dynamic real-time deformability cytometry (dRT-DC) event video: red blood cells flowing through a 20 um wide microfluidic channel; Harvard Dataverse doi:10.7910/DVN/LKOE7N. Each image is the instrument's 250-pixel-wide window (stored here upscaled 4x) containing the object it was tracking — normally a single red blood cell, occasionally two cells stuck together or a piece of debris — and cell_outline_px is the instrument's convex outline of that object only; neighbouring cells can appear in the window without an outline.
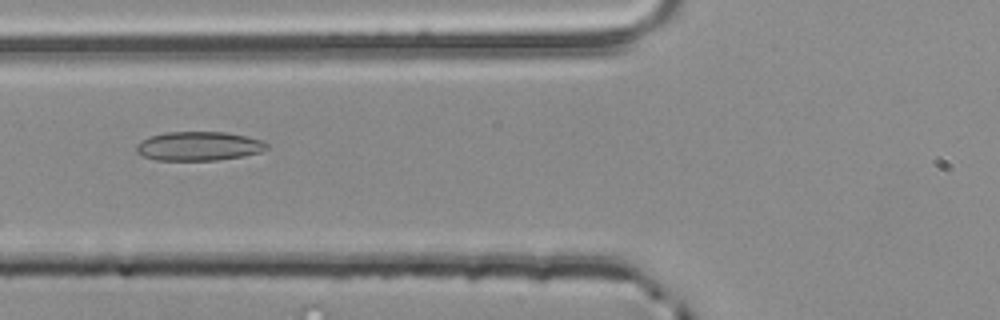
{"species": "common noctule bat (a hibernating species)", "species_latin": "Nyctalus noctula", "temperature_condition": "room temperature", "stored_images_in_passage": 36, "camera_frame_rate_fps": 3000, "um_per_image_px": 0.085, "animal": {"sex": "male", "body_mass_g": 20.4}, "frame": {"image": 1, "passage_image": 10, "time_ms": 3.0, "image_size_px": [1000, 320], "cell_outline_px": [[268, 148], [260, 152], [244, 156], [216, 160], [156, 160], [144, 156], [136, 152], [136, 144], [148, 136], [164, 132], [224, 132], [248, 136], [260, 140], [268, 144]], "centroid_in_image_um": [16.88, 12.41], "position_along_channel_um": 108.9, "area_um2": 22.14}}
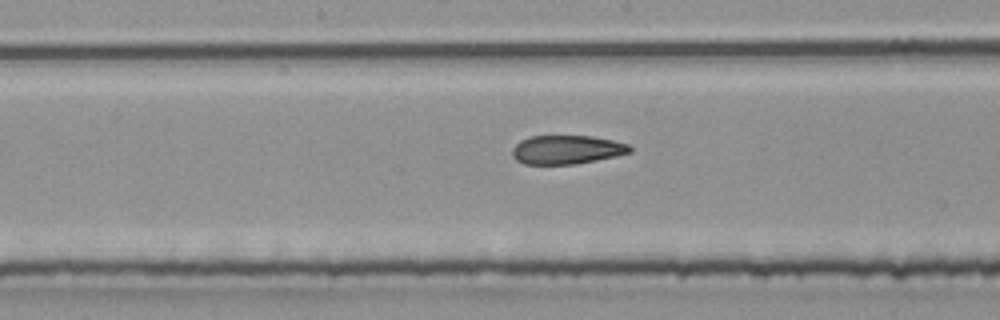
{"frame": {"image": 2, "passage_image": 17, "time_ms": 5.333, "image_size_px": [1000, 320], "cell_outline_px": [[632, 152], [616, 156], [576, 164], [524, 164], [516, 160], [512, 156], [512, 148], [520, 140], [532, 136], [592, 136], [612, 140], [628, 144], [632, 148]], "centroid_in_image_um": [48.17, 12.72], "position_along_channel_um": 200.0, "area_um2": 19.77}}
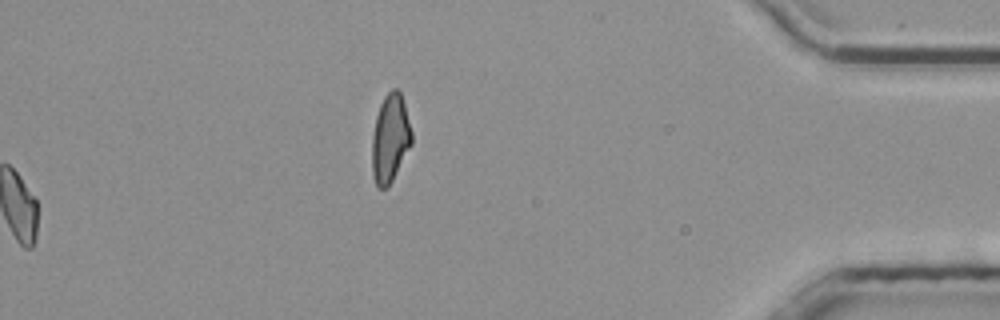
{"frame": {"image": 3, "passage_image": 36, "time_ms": 11.667, "image_size_px": [1000, 320], "cell_outline_px": [[412, 144], [388, 188], [380, 188], [376, 184], [372, 172], [372, 136], [376, 116], [380, 104], [384, 96], [392, 88], [396, 88], [400, 92], [404, 104], [412, 132]], "centroid_in_image_um": [33.16, 11.76], "position_along_channel_um": 402.0, "area_um2": 20.35}, "authors_computed_cell_mechanics": {"area_um2": 20.6346, "velocity_mm_per_s": 3.8785, "shape_relaxation_time_tau1_ms": null, "shape_relaxation_time_tau2_ms": 3.3302, "deformation_change_tau1": null, "deformation_change_tau2": 0.1146}}